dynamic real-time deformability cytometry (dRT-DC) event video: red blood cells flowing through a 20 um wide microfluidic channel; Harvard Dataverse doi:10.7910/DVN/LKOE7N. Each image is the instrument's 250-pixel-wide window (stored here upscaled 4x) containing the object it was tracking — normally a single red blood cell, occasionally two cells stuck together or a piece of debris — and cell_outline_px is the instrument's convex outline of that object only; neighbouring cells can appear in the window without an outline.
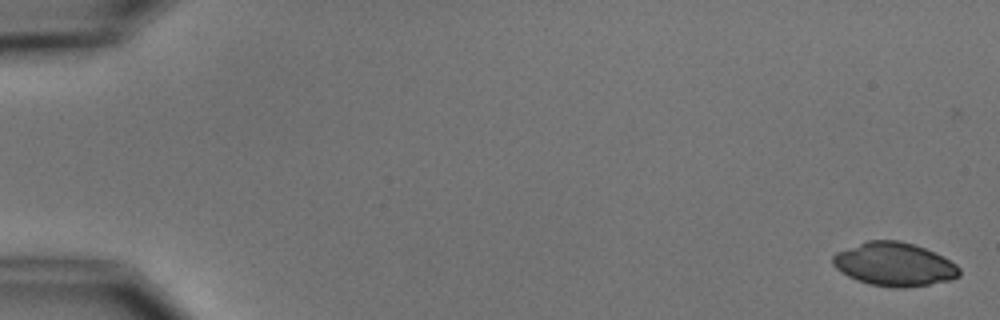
{"species": "common noctule bat (a hibernating species)", "species_latin": "Nyctalus noctula", "temperature_condition": "cold", "stored_images_in_passage": 5, "camera_frame_rate_fps": 3000, "um_per_image_px": 0.085, "animal": {"sex": "male", "body_mass_g": 15.6}, "frame": {"image": 1, "passage_image": 1, "time_ms": 0.0, "image_size_px": [1000, 320], "cell_outline_px": [[960, 276], [948, 280], [928, 284], [904, 288], [892, 288], [868, 284], [856, 280], [840, 272], [832, 264], [832, 256], [836, 252], [868, 240], [900, 240], [924, 248], [956, 264], [960, 268]], "centroid_in_image_um": [75.96, 22.47], "position_along_channel_um": 9.0, "area_um2": 31.96}}